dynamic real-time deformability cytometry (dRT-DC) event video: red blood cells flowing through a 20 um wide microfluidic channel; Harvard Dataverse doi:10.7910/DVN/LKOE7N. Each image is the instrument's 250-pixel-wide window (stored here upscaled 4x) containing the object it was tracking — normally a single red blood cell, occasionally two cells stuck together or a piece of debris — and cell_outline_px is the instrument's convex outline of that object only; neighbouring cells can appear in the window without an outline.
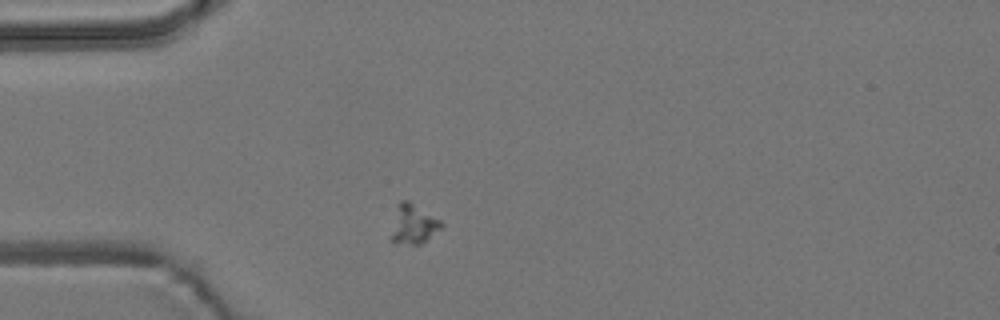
{"species": "common noctule bat (a hibernating species)", "species_latin": "Nyctalus noctula", "temperature_condition": "room temperature", "stored_images_in_passage": 1, "camera_frame_rate_fps": 3000, "um_per_image_px": 0.085, "animal": {"sex": "male", "body_mass_g": 19.2, "forearm_length_mm": 51.8}, "frame": {"image": 1, "passage_image": 1, "time_ms": 0.0, "image_size_px": [1000, 320], "cell_outline_px": [[444, 224], [440, 228], [420, 244], [412, 244], [388, 240], [396, 204], [400, 200], [408, 200], [440, 220]], "centroid_in_image_um": [35.06, 19.03], "position_along_channel_um": 49.9, "area_um2": 11.5}}